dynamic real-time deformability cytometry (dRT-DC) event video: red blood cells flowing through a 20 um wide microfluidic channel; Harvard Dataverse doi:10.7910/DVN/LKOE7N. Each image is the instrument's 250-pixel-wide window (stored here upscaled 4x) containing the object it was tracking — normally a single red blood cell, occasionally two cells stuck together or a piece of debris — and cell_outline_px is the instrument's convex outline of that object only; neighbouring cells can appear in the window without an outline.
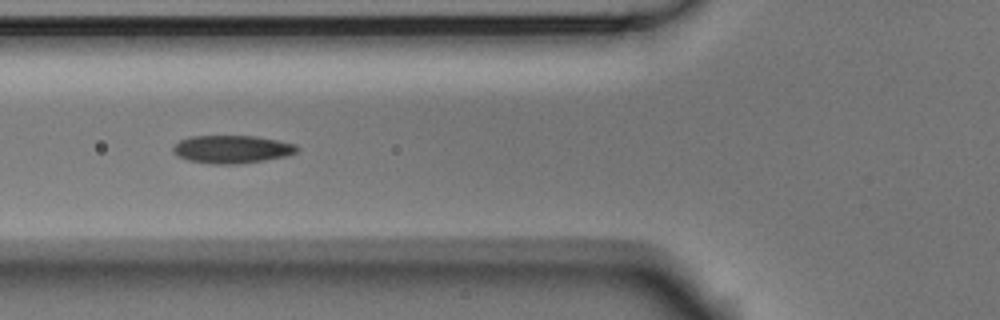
{"species": "Egyptian fruit bat (a non-hibernating species)", "species_latin": "Rousettus aegyptiacus", "temperature_condition": "room temperature", "stored_images_in_passage": 15, "camera_frame_rate_fps": 3000, "um_per_image_px": 0.085, "animal": {"sex": "male"}, "frame": {"image": 1, "passage_image": 9, "time_ms": 2.667, "image_size_px": [1000, 320], "cell_outline_px": [[300, 148], [296, 152], [288, 156], [264, 160], [232, 164], [212, 164], [188, 160], [172, 152], [172, 148], [180, 140], [188, 136], [256, 136], [296, 144]], "centroid_in_image_um": [19.72, 12.68], "position_along_channel_um": 106.1, "area_um2": 20.11}}